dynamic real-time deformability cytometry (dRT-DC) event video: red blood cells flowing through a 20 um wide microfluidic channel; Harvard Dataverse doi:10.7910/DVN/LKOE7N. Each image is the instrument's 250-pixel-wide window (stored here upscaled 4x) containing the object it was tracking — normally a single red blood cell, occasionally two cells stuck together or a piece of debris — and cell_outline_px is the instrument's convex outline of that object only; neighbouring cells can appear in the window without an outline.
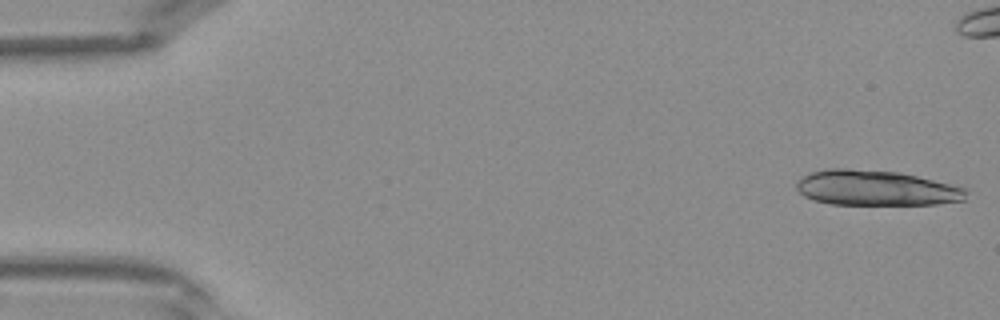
{"species": "Egyptian fruit bat (a non-hibernating species)", "species_latin": "Rousettus aegyptiacus", "temperature_condition": "warm", "stored_images_in_passage": 42, "camera_frame_rate_fps": 3000, "um_per_image_px": 0.085, "frame": {"image": 1, "passage_image": 1, "time_ms": 0.0, "image_size_px": [1000, 320], "cell_outline_px": [[968, 192], [964, 200], [936, 204], [832, 204], [812, 200], [804, 196], [796, 188], [796, 180], [812, 172], [828, 168], [848, 168], [900, 172], [968, 188]], "centroid_in_image_um": [74.46, 15.97], "position_along_channel_um": 10.5, "area_um2": 34.97}}
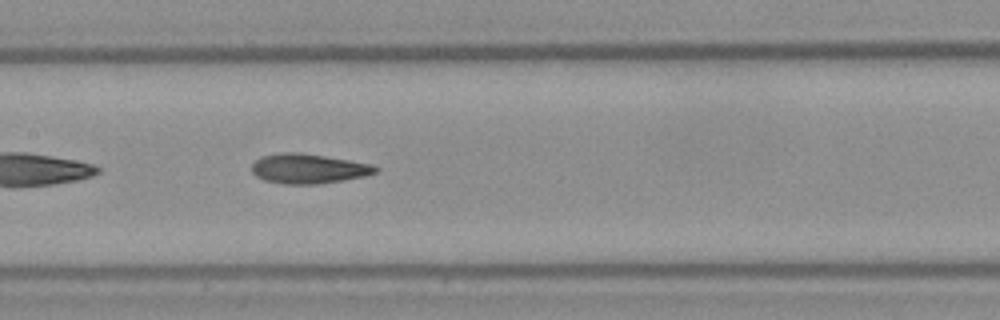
{"frame": {"image": 2, "passage_image": 20, "time_ms": 6.333, "image_size_px": [1000, 320], "cell_outline_px": [[380, 168], [376, 172], [364, 176], [344, 180], [316, 184], [284, 184], [264, 180], [256, 176], [252, 172], [252, 164], [260, 156], [280, 152], [300, 152], [372, 164]], "centroid_in_image_um": [26.19, 14.33], "position_along_channel_um": 181.2, "area_um2": 21.44}}
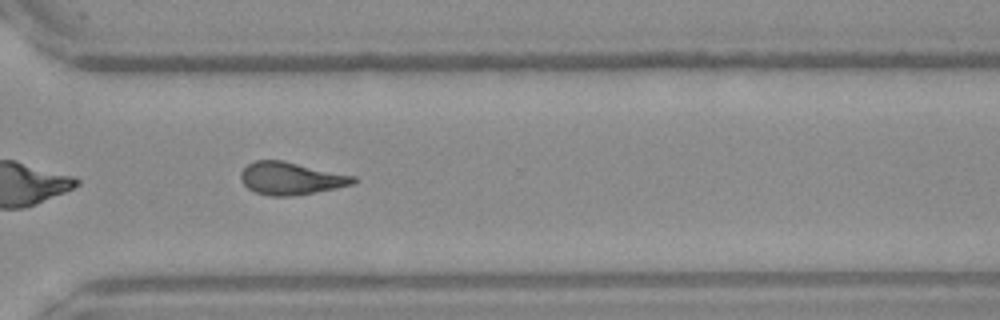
{"frame": {"image": 3, "passage_image": 30, "time_ms": 9.667, "image_size_px": [1000, 320], "cell_outline_px": [[360, 180], [352, 184], [336, 188], [292, 196], [268, 196], [256, 192], [248, 188], [240, 180], [240, 172], [248, 164], [256, 160], [284, 160], [356, 176]], "centroid_in_image_um": [24.74, 15.15], "position_along_channel_um": 345.9, "area_um2": 21.5}}